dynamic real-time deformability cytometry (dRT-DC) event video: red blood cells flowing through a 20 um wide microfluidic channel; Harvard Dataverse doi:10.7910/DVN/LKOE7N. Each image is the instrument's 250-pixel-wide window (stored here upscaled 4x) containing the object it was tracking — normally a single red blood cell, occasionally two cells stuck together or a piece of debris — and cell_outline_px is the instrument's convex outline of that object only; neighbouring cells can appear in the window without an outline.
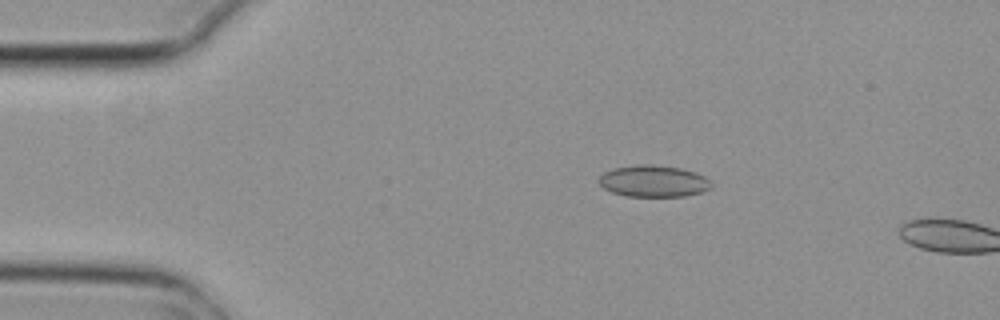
{"species": "common noctule bat (a hibernating species)", "species_latin": "Nyctalus noctula", "temperature_condition": "cold", "stored_images_in_passage": 4, "camera_frame_rate_fps": 3000, "um_per_image_px": 0.085, "animal": {"sex": "female", "body_mass_g": 29.2, "forearm_length_mm": 56.3}, "frame": {"image": 1, "passage_image": 3, "time_ms": 0.667, "image_size_px": [1000, 320], "cell_outline_px": [[712, 188], [704, 192], [684, 196], [624, 196], [612, 192], [604, 188], [596, 180], [604, 172], [616, 168], [636, 164], [648, 164], [680, 168], [696, 172], [704, 176], [712, 184]], "centroid_in_image_um": [55.55, 15.4], "position_along_channel_um": 29.4, "area_um2": 20.81}}